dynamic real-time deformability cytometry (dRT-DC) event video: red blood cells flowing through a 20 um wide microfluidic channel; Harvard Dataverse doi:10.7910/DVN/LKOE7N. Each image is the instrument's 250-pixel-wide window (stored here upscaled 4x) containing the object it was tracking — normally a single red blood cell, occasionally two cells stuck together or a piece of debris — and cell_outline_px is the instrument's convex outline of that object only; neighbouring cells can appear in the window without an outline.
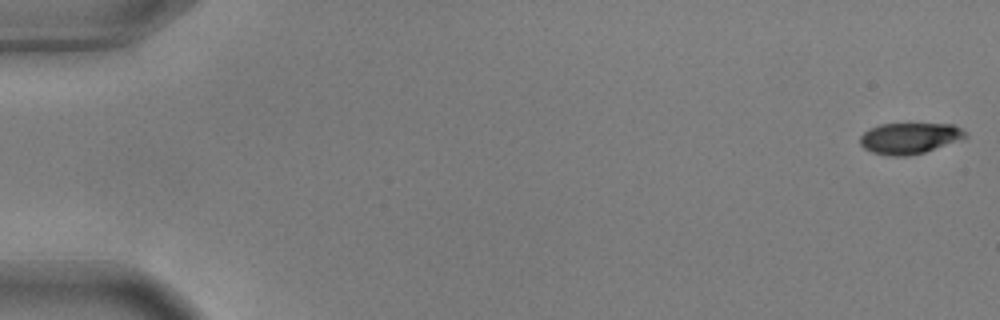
{"species": "common noctule bat (a hibernating species)", "species_latin": "Nyctalus noctula", "temperature_condition": "warm", "stored_images_in_passage": 21, "camera_frame_rate_fps": 3000, "um_per_image_px": 0.085, "animal": {"sex": "male", "body_mass_g": 17.9, "forearm_length_mm": 54.2}, "frame": {"image": 1, "passage_image": 1, "time_ms": 0.0, "image_size_px": [1000, 320], "cell_outline_px": [[968, 136], [924, 152], [908, 156], [892, 156], [872, 152], [864, 148], [860, 144], [860, 136], [864, 132], [880, 124], [952, 124], [960, 128]], "centroid_in_image_um": [77.27, 11.75], "position_along_channel_um": 7.7, "area_um2": 18.67}}
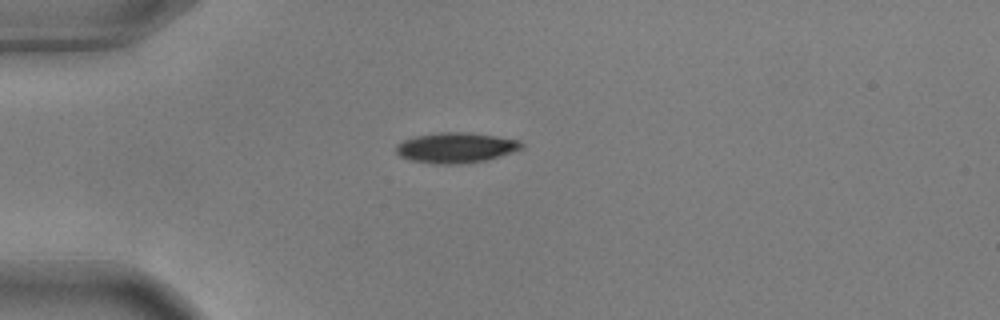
{"frame": {"image": 2, "passage_image": 15, "time_ms": 4.667, "image_size_px": [1000, 320], "cell_outline_px": [[524, 148], [500, 156], [484, 160], [460, 164], [432, 164], [408, 160], [400, 156], [396, 152], [396, 144], [404, 140], [416, 136], [440, 132], [468, 132], [496, 136], [520, 140], [524, 144]], "centroid_in_image_um": [38.75, 12.56], "position_along_channel_um": 46.3, "area_um2": 22.31}}
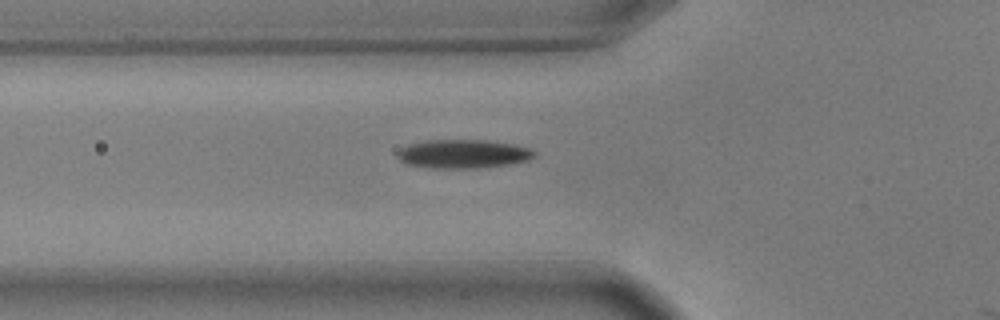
{"frame": {"image": 3, "passage_image": 20, "time_ms": 6.333, "image_size_px": [1000, 320], "cell_outline_px": [[536, 156], [528, 160], [508, 164], [480, 168], [432, 168], [408, 164], [400, 160], [396, 156], [396, 152], [400, 148], [408, 144], [424, 140], [488, 140], [516, 144], [532, 148], [536, 152]], "centroid_in_image_um": [39.38, 13.07], "position_along_channel_um": 86.4, "area_um2": 23.24}}